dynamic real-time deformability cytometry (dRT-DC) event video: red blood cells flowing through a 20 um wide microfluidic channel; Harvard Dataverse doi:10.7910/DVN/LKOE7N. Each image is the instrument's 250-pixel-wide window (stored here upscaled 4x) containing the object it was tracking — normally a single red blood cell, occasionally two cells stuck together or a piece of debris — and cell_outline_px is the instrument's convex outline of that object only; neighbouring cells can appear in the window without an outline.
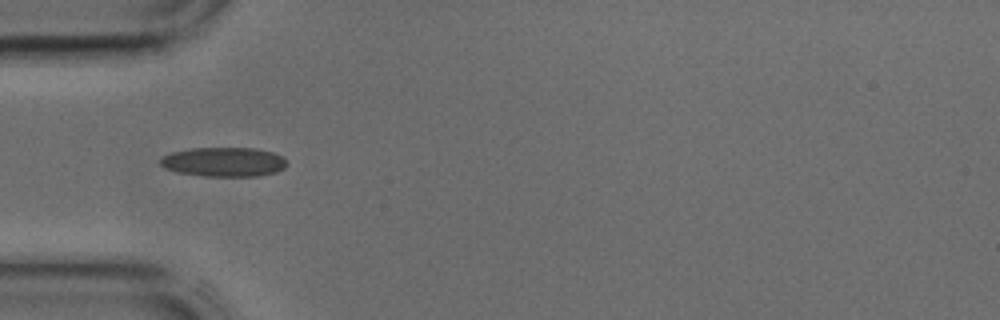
{"species": "common noctule bat (a hibernating species)", "species_latin": "Nyctalus noctula", "temperature_condition": "cold", "stored_images_in_passage": 22, "camera_frame_rate_fps": 3000, "um_per_image_px": 0.085, "animal": {"sex": "male", "body_mass_g": 17.9, "forearm_length_mm": 54.2}, "frame": {"image": 1, "passage_image": 4, "time_ms": 1.0, "image_size_px": [1000, 320], "cell_outline_px": [[288, 164], [284, 168], [276, 172], [256, 176], [204, 176], [176, 172], [164, 168], [160, 164], [160, 156], [172, 152], [192, 148], [256, 148], [272, 152], [284, 156], [288, 160]], "centroid_in_image_um": [19.04, 13.76], "position_along_channel_um": 66.0, "area_um2": 21.91}}
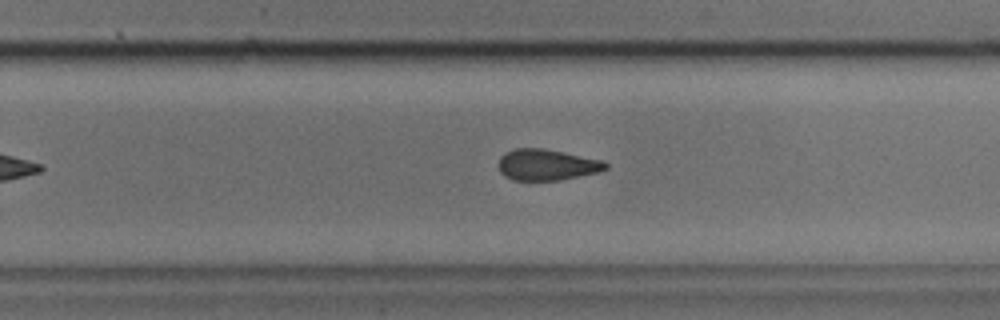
{"frame": {"image": 2, "passage_image": 18, "time_ms": 5.667, "image_size_px": [1000, 320], "cell_outline_px": [[608, 168], [600, 172], [556, 180], [512, 180], [504, 176], [500, 172], [500, 156], [504, 152], [516, 148], [544, 148], [604, 160], [608, 164]], "centroid_in_image_um": [46.49, 13.99], "position_along_channel_um": 283.3, "area_um2": 19.48}}